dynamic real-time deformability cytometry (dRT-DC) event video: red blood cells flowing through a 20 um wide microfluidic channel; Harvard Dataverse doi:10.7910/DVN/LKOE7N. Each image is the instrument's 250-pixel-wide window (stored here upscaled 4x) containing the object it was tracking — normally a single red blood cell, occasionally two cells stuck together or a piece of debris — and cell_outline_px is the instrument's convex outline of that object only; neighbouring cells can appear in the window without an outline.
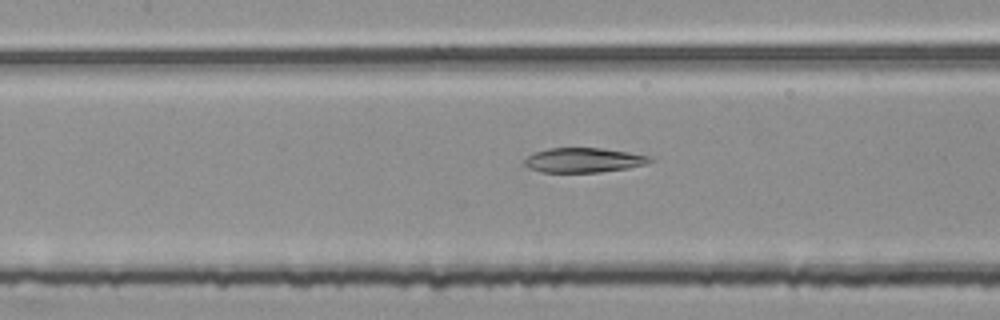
{"species": "common noctule bat (a hibernating species)", "species_latin": "Nyctalus noctula", "temperature_condition": "room temperature", "stored_images_in_passage": 51, "camera_frame_rate_fps": 3000, "um_per_image_px": 0.085, "animal": {"sex": "female", "body_mass_g": 25.1}, "frame": {"image": 1, "passage_image": 25, "time_ms": 8.0, "image_size_px": [1000, 320], "cell_outline_px": [[656, 160], [644, 164], [628, 168], [600, 172], [540, 172], [528, 168], [524, 164], [524, 160], [528, 156], [536, 152], [548, 148], [604, 148], [652, 156]], "centroid_in_image_um": [49.63, 13.61], "position_along_channel_um": 157.8, "area_um2": 18.09}}
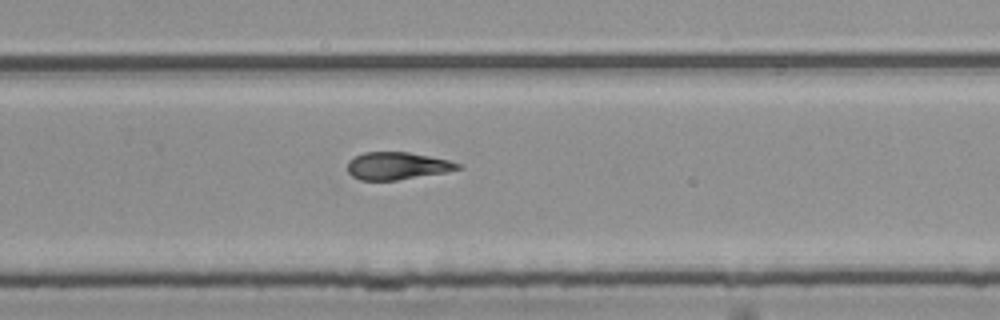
{"frame": {"image": 2, "passage_image": 36, "time_ms": 11.667, "image_size_px": [1000, 320], "cell_outline_px": [[464, 168], [448, 172], [396, 180], [360, 180], [352, 176], [348, 172], [348, 160], [364, 152], [408, 152], [448, 160], [464, 164]], "centroid_in_image_um": [33.81, 14.1], "position_along_channel_um": 296.0, "area_um2": 17.74}}
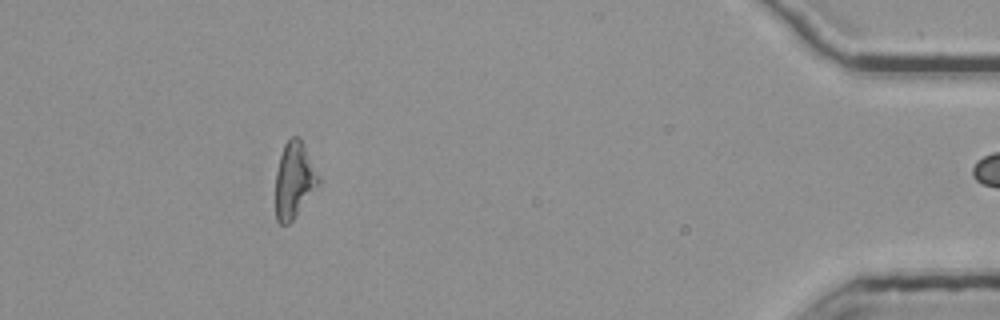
{"frame": {"image": 3, "passage_image": 50, "time_ms": 16.333, "image_size_px": [1000, 320], "cell_outline_px": [[320, 184], [292, 220], [288, 224], [280, 224], [276, 220], [276, 172], [280, 156], [284, 144], [292, 136], [300, 136], [320, 176]], "centroid_in_image_um": [25.02, 15.28], "position_along_channel_um": 410.2, "area_um2": 19.07}}